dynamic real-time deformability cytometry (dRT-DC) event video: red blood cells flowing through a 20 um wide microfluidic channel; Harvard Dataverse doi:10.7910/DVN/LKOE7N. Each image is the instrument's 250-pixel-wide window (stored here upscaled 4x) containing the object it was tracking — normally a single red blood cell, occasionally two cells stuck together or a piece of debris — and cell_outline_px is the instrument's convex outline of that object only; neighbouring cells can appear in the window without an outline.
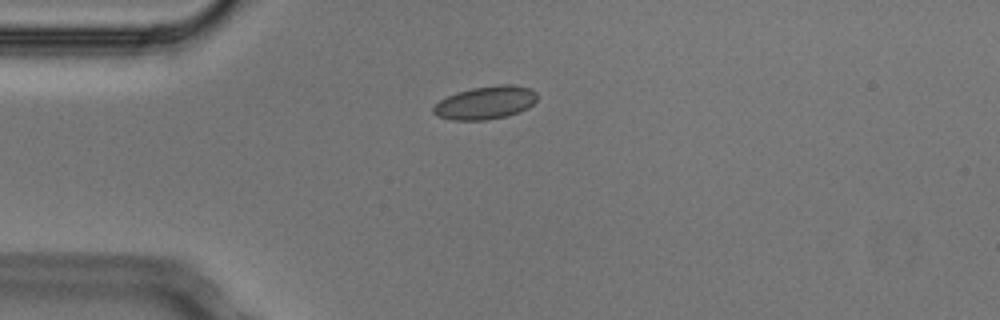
{"species": "Egyptian fruit bat (a non-hibernating species)", "species_latin": "Rousettus aegyptiacus", "temperature_condition": "cold", "stored_images_in_passage": 3, "camera_frame_rate_fps": 3000, "um_per_image_px": 0.085, "animal": {"sex": "male"}, "frame": {"image": 1, "passage_image": 1, "time_ms": 0.0, "image_size_px": [1000, 320], "cell_outline_px": [[536, 100], [528, 108], [520, 112], [508, 116], [484, 120], [452, 120], [436, 116], [432, 112], [432, 108], [440, 100], [456, 92], [472, 88], [500, 84], [512, 84], [532, 88], [536, 92]], "centroid_in_image_um": [41.27, 8.73], "position_along_channel_um": 43.7, "area_um2": 20.17}}
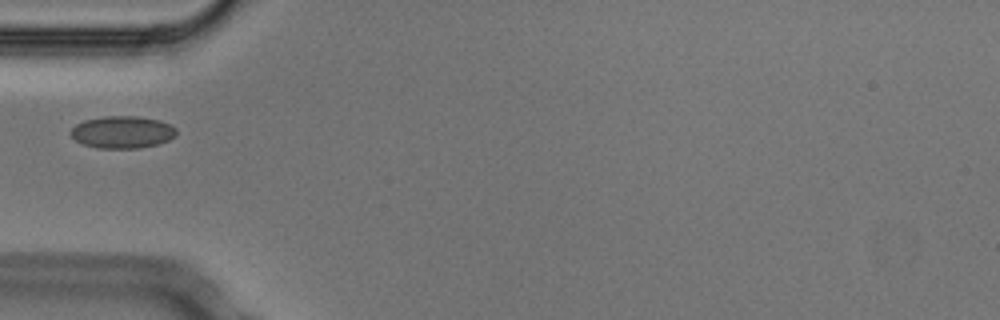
{"frame": {"image": 2, "passage_image": 2, "time_ms": 0.333, "image_size_px": [1000, 320], "cell_outline_px": [[176, 136], [168, 140], [156, 144], [136, 148], [96, 148], [84, 144], [76, 140], [72, 136], [72, 128], [76, 124], [84, 120], [104, 116], [136, 116], [160, 120], [176, 128]], "centroid_in_image_um": [10.4, 11.22], "position_along_channel_um": 74.6, "area_um2": 19.65}}
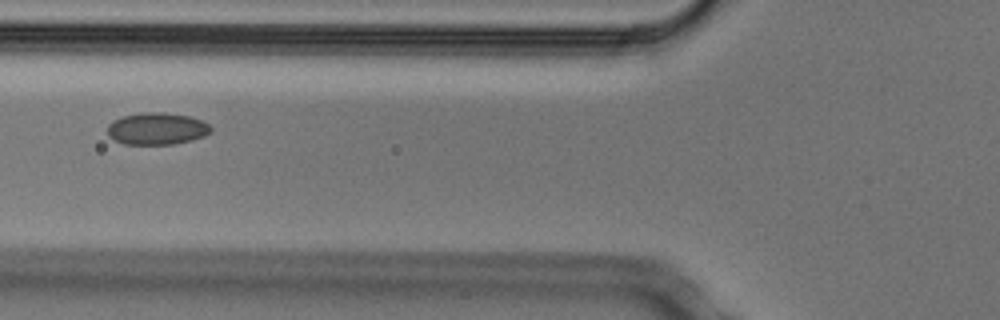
{"frame": {"image": 3, "passage_image": 3, "time_ms": 0.667, "image_size_px": [1000, 320], "cell_outline_px": [[212, 132], [204, 136], [192, 140], [172, 144], [124, 144], [108, 136], [108, 124], [112, 120], [124, 116], [144, 112], [160, 112], [188, 116], [200, 120], [208, 124], [212, 128]], "centroid_in_image_um": [13.33, 10.94], "position_along_channel_um": 112.5, "area_um2": 19.19}}